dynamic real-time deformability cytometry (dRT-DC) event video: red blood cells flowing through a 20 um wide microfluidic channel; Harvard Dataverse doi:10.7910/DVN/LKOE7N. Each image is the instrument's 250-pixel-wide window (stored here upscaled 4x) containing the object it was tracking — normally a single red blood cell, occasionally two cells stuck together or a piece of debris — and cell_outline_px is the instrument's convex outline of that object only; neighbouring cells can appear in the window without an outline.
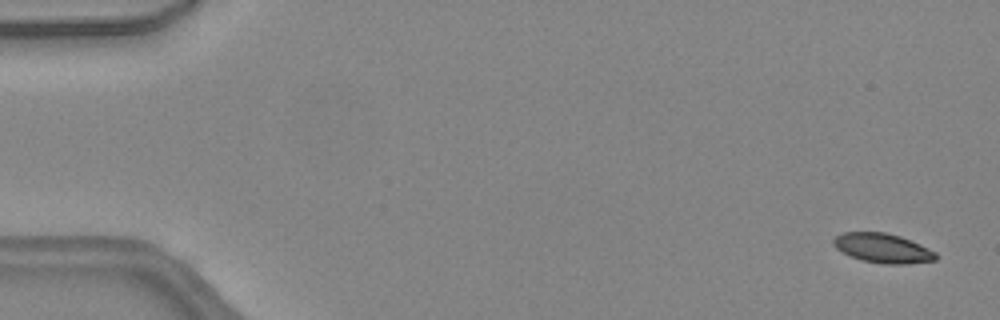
{"species": "common noctule bat (a hibernating species)", "species_latin": "Nyctalus noctula", "temperature_condition": "warm", "stored_images_in_passage": 46, "camera_frame_rate_fps": 3000, "um_per_image_px": 0.085, "animal": {"sex": "female", "body_mass_g": 24.6, "forearm_length_mm": 56.2}, "frame": {"image": 1, "passage_image": 2, "time_ms": 0.333, "image_size_px": [1000, 320], "cell_outline_px": [[936, 260], [908, 264], [884, 264], [860, 260], [836, 248], [832, 244], [832, 240], [840, 232], [884, 232], [900, 236], [920, 244], [936, 252]], "centroid_in_image_um": [75.02, 21.09], "position_along_channel_um": 10.0, "area_um2": 17.57}}
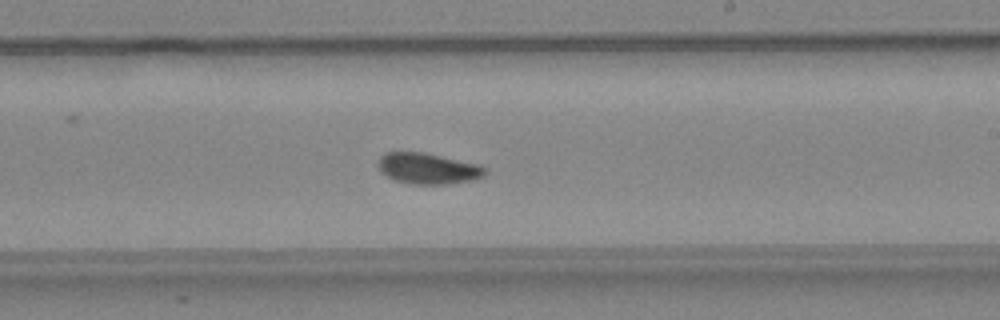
{"frame": {"image": 2, "passage_image": 28, "time_ms": 9.0, "image_size_px": [1000, 320], "cell_outline_px": [[488, 172], [484, 176], [476, 180], [448, 184], [412, 184], [396, 180], [380, 172], [376, 164], [380, 156], [384, 152], [424, 152], [476, 164], [488, 168]], "centroid_in_image_um": [36.38, 14.32], "position_along_channel_um": 252.6, "area_um2": 19.48}}
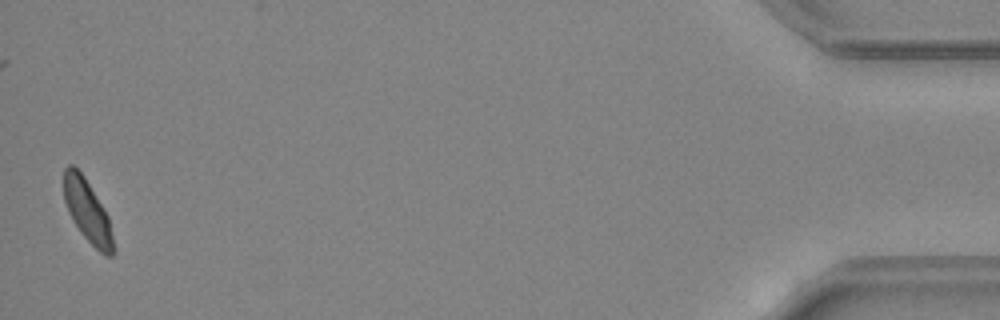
{"frame": {"image": 3, "passage_image": 46, "time_ms": 15.0, "image_size_px": [1000, 320], "cell_outline_px": [[116, 252], [112, 256], [104, 256], [80, 232], [64, 200], [64, 168], [68, 164], [72, 164], [84, 176], [104, 208], [108, 216]], "centroid_in_image_um": [7.46, 17.96], "position_along_channel_um": 427.7, "area_um2": 17.74}, "authors_computed_cell_mechanics": {"area_um2": 18.7272, "velocity_mm_per_s": 4.4878, "shape_relaxation_time_tau1_ms": 2.9044, "shape_relaxation_time_tau2_ms": 1.7806, "deformation_change_tau1": 0.1194, "deformation_change_tau2": 0.0594}}